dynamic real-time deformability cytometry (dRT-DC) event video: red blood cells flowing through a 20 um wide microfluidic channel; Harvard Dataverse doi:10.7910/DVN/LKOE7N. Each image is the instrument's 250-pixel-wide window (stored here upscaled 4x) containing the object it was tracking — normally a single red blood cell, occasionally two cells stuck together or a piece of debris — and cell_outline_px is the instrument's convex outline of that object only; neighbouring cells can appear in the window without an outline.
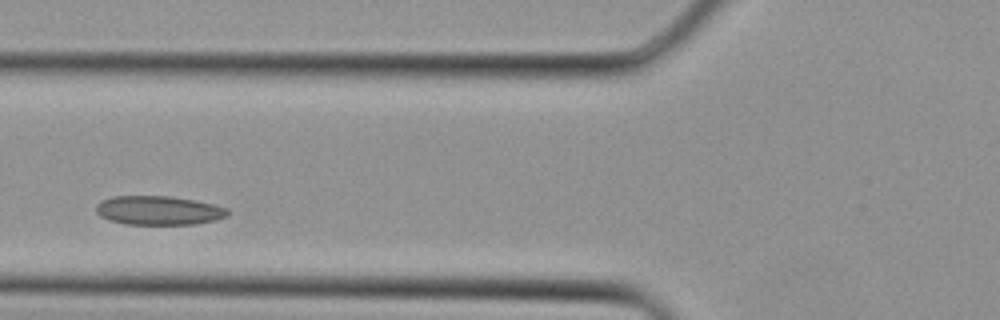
{"species": "Egyptian fruit bat (a non-hibernating species)", "species_latin": "Rousettus aegyptiacus", "temperature_condition": "cold", "stored_images_in_passage": 4, "camera_frame_rate_fps": 3000, "um_per_image_px": 0.085, "animal": {"sex": "female"}, "frame": {"image": 1, "passage_image": 4, "time_ms": 1.0, "image_size_px": [1000, 320], "cell_outline_px": [[228, 216], [216, 220], [196, 224], [128, 224], [108, 220], [100, 216], [96, 212], [96, 204], [112, 196], [172, 196], [196, 200], [228, 208]], "centroid_in_image_um": [13.5, 17.88], "position_along_channel_um": 112.3, "area_um2": 22.31}}